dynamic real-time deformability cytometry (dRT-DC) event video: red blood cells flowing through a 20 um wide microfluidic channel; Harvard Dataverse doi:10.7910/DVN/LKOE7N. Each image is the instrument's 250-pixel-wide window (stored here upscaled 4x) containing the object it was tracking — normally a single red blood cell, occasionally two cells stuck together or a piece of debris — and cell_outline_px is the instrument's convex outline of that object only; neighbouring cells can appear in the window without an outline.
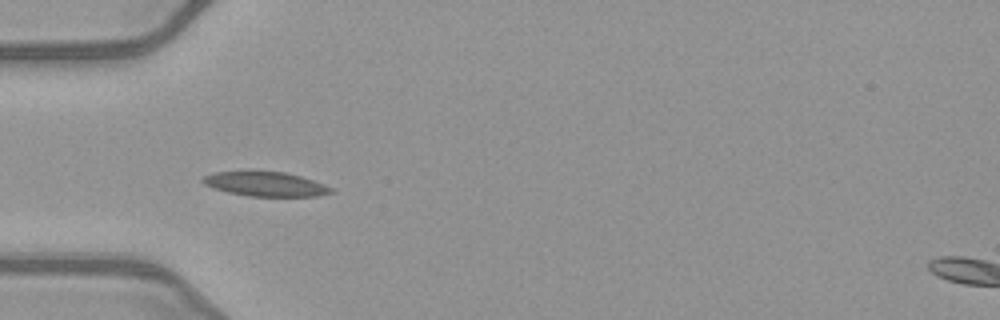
{"species": "common noctule bat (a hibernating species)", "species_latin": "Nyctalus noctula", "temperature_condition": "warm", "stored_images_in_passage": 36, "camera_frame_rate_fps": 3000, "um_per_image_px": 0.085, "animal": {"sex": "female", "body_mass_g": 21.9}, "frame": {"image": 1, "passage_image": 1, "time_ms": 0.0, "image_size_px": [1000, 320], "cell_outline_px": [[332, 192], [316, 196], [248, 196], [228, 192], [204, 184], [200, 180], [204, 176], [216, 172], [248, 168], [284, 172], [300, 176], [324, 184], [332, 188]], "centroid_in_image_um": [22.49, 15.59], "position_along_channel_um": 62.5, "area_um2": 18.79}}
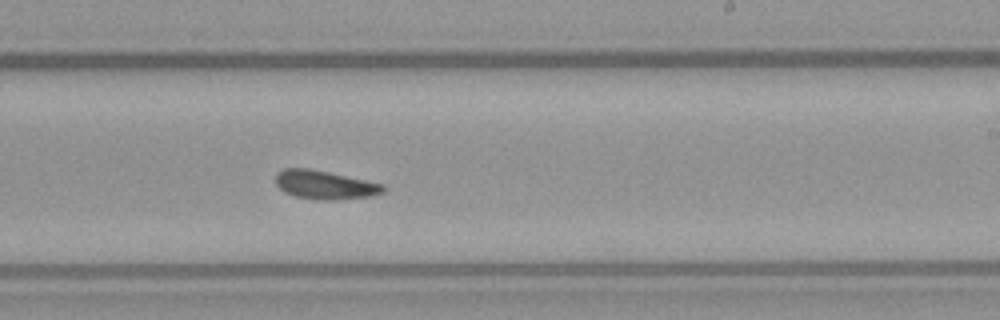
{"frame": {"image": 2, "passage_image": 16, "time_ms": 5.0, "image_size_px": [1000, 320], "cell_outline_px": [[388, 188], [384, 192], [372, 196], [332, 200], [328, 200], [296, 196], [284, 192], [276, 184], [276, 172], [284, 168], [308, 168], [328, 172], [384, 184]], "centroid_in_image_um": [27.63, 15.7], "position_along_channel_um": 261.4, "area_um2": 17.86}}
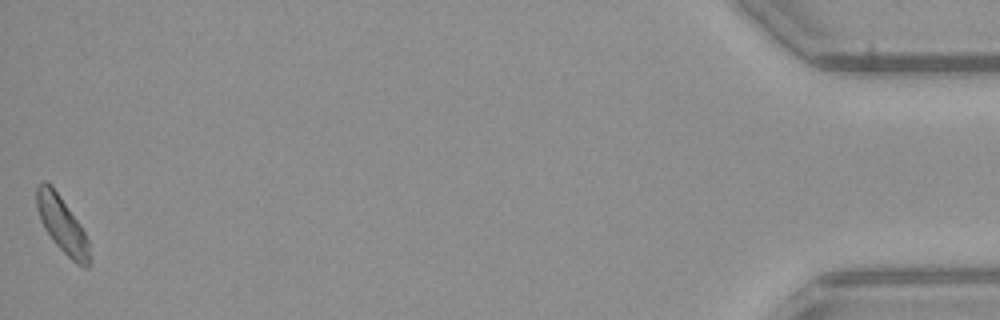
{"frame": {"image": 3, "passage_image": 36, "time_ms": 11.667, "image_size_px": [1000, 320], "cell_outline_px": [[92, 260], [88, 268], [84, 268], [76, 264], [52, 240], [44, 228], [40, 220], [36, 208], [36, 188], [44, 180], [52, 184], [80, 224], [88, 240]], "centroid_in_image_um": [5.29, 19.11], "position_along_channel_um": 429.9, "area_um2": 17.57}}